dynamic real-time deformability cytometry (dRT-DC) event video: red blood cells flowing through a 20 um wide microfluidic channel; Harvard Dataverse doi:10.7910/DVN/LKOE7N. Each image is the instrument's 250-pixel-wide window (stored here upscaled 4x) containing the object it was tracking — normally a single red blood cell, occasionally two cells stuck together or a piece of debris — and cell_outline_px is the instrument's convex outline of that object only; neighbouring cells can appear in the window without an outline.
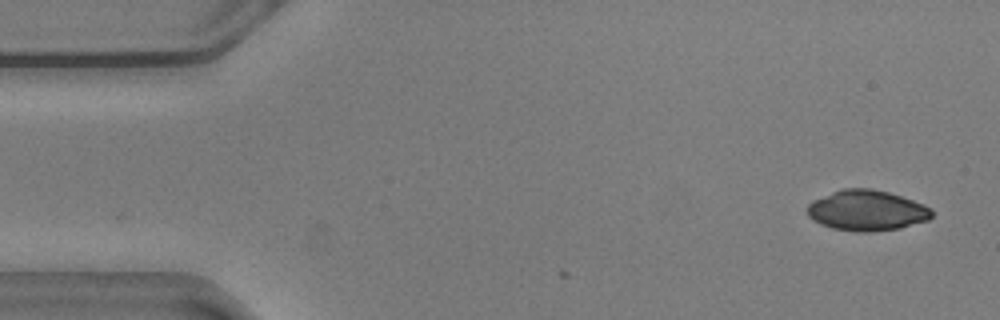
{"species": "common noctule bat (a hibernating species)", "species_latin": "Nyctalus noctula", "temperature_condition": "warm", "stored_images_in_passage": 2, "camera_frame_rate_fps": 3000, "um_per_image_px": 0.085, "animal": {"sex": "male", "body_mass_g": 20.5, "forearm_length_mm": 52.5}, "frame": {"image": 1, "passage_image": 2, "time_ms": 0.333, "image_size_px": [1000, 320], "cell_outline_px": [[932, 216], [928, 220], [900, 228], [872, 232], [856, 232], [832, 228], [820, 224], [812, 220], [808, 216], [808, 204], [812, 200], [840, 188], [872, 188], [888, 192], [924, 204], [932, 208]], "centroid_in_image_um": [73.66, 17.89], "position_along_channel_um": 11.3, "area_um2": 29.65}}